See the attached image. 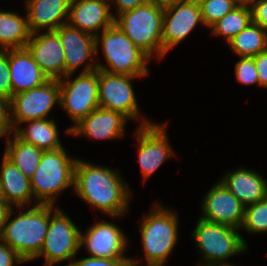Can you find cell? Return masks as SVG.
<instances>
[{
	"instance_id": "6da1fadb",
	"label": "cell",
	"mask_w": 267,
	"mask_h": 266,
	"mask_svg": "<svg viewBox=\"0 0 267 266\" xmlns=\"http://www.w3.org/2000/svg\"><path fill=\"white\" fill-rule=\"evenodd\" d=\"M73 188L80 199L111 218L123 217L132 198L128 183L116 170L82 159L76 161Z\"/></svg>"
},
{
	"instance_id": "7a4b0ae2",
	"label": "cell",
	"mask_w": 267,
	"mask_h": 266,
	"mask_svg": "<svg viewBox=\"0 0 267 266\" xmlns=\"http://www.w3.org/2000/svg\"><path fill=\"white\" fill-rule=\"evenodd\" d=\"M13 207L8 214L0 239L26 262L40 253L49 226V204H36L21 211L13 220Z\"/></svg>"
},
{
	"instance_id": "3957f363",
	"label": "cell",
	"mask_w": 267,
	"mask_h": 266,
	"mask_svg": "<svg viewBox=\"0 0 267 266\" xmlns=\"http://www.w3.org/2000/svg\"><path fill=\"white\" fill-rule=\"evenodd\" d=\"M96 55L99 44L107 65L97 63V69L130 76H147L150 57L137 47L132 40L114 23L95 37Z\"/></svg>"
},
{
	"instance_id": "277c9868",
	"label": "cell",
	"mask_w": 267,
	"mask_h": 266,
	"mask_svg": "<svg viewBox=\"0 0 267 266\" xmlns=\"http://www.w3.org/2000/svg\"><path fill=\"white\" fill-rule=\"evenodd\" d=\"M163 14L164 9L151 0L131 11L115 15L114 23L150 58L155 54L161 59Z\"/></svg>"
},
{
	"instance_id": "5b68a950",
	"label": "cell",
	"mask_w": 267,
	"mask_h": 266,
	"mask_svg": "<svg viewBox=\"0 0 267 266\" xmlns=\"http://www.w3.org/2000/svg\"><path fill=\"white\" fill-rule=\"evenodd\" d=\"M76 161L68 156L64 148L43 152L40 164L30 179L35 203L54 205L61 191L74 187Z\"/></svg>"
},
{
	"instance_id": "8992f818",
	"label": "cell",
	"mask_w": 267,
	"mask_h": 266,
	"mask_svg": "<svg viewBox=\"0 0 267 266\" xmlns=\"http://www.w3.org/2000/svg\"><path fill=\"white\" fill-rule=\"evenodd\" d=\"M159 204H155L140 222L147 266H163L178 240L177 213Z\"/></svg>"
},
{
	"instance_id": "52a82bcc",
	"label": "cell",
	"mask_w": 267,
	"mask_h": 266,
	"mask_svg": "<svg viewBox=\"0 0 267 266\" xmlns=\"http://www.w3.org/2000/svg\"><path fill=\"white\" fill-rule=\"evenodd\" d=\"M232 226L200 218L192 232L203 261L199 266H234L225 262L230 257L246 251L245 238Z\"/></svg>"
},
{
	"instance_id": "ba28073f",
	"label": "cell",
	"mask_w": 267,
	"mask_h": 266,
	"mask_svg": "<svg viewBox=\"0 0 267 266\" xmlns=\"http://www.w3.org/2000/svg\"><path fill=\"white\" fill-rule=\"evenodd\" d=\"M49 204V226L39 255L35 258H45V266L70 260L66 266L75 259L81 248V231L73 221L61 211ZM53 214V215H52Z\"/></svg>"
},
{
	"instance_id": "9c48e42d",
	"label": "cell",
	"mask_w": 267,
	"mask_h": 266,
	"mask_svg": "<svg viewBox=\"0 0 267 266\" xmlns=\"http://www.w3.org/2000/svg\"><path fill=\"white\" fill-rule=\"evenodd\" d=\"M72 75L68 74L58 80L60 84L59 105L65 109L69 118L74 122V125L66 130L68 134L76 124L99 107L98 69L86 73L81 72L73 80Z\"/></svg>"
},
{
	"instance_id": "30bf717a",
	"label": "cell",
	"mask_w": 267,
	"mask_h": 266,
	"mask_svg": "<svg viewBox=\"0 0 267 266\" xmlns=\"http://www.w3.org/2000/svg\"><path fill=\"white\" fill-rule=\"evenodd\" d=\"M143 76L112 74L98 69L99 107L121 113L127 119L140 118L132 79Z\"/></svg>"
},
{
	"instance_id": "8fae6325",
	"label": "cell",
	"mask_w": 267,
	"mask_h": 266,
	"mask_svg": "<svg viewBox=\"0 0 267 266\" xmlns=\"http://www.w3.org/2000/svg\"><path fill=\"white\" fill-rule=\"evenodd\" d=\"M60 84L58 79H50L45 84L18 94L11 99V120L14 129L20 123L45 119L55 104H59Z\"/></svg>"
},
{
	"instance_id": "7c38bea8",
	"label": "cell",
	"mask_w": 267,
	"mask_h": 266,
	"mask_svg": "<svg viewBox=\"0 0 267 266\" xmlns=\"http://www.w3.org/2000/svg\"><path fill=\"white\" fill-rule=\"evenodd\" d=\"M136 131L138 139V161L144 182L172 156H175L168 143L166 124H156L143 118Z\"/></svg>"
},
{
	"instance_id": "4fadbf2b",
	"label": "cell",
	"mask_w": 267,
	"mask_h": 266,
	"mask_svg": "<svg viewBox=\"0 0 267 266\" xmlns=\"http://www.w3.org/2000/svg\"><path fill=\"white\" fill-rule=\"evenodd\" d=\"M55 32L59 35L64 54V76L74 72L86 61L82 73L97 69V61H93L96 55L95 36L85 33L69 23L62 24ZM92 58V59H91ZM92 60V62H88Z\"/></svg>"
},
{
	"instance_id": "5bb4252c",
	"label": "cell",
	"mask_w": 267,
	"mask_h": 266,
	"mask_svg": "<svg viewBox=\"0 0 267 266\" xmlns=\"http://www.w3.org/2000/svg\"><path fill=\"white\" fill-rule=\"evenodd\" d=\"M85 246L91 257L110 259H130L124 252L128 240L122 230L108 221H100L89 229L85 235L80 234V246Z\"/></svg>"
},
{
	"instance_id": "9a60e30c",
	"label": "cell",
	"mask_w": 267,
	"mask_h": 266,
	"mask_svg": "<svg viewBox=\"0 0 267 266\" xmlns=\"http://www.w3.org/2000/svg\"><path fill=\"white\" fill-rule=\"evenodd\" d=\"M198 23L203 24L198 0L173 5L163 14V57L184 40Z\"/></svg>"
},
{
	"instance_id": "2e32d148",
	"label": "cell",
	"mask_w": 267,
	"mask_h": 266,
	"mask_svg": "<svg viewBox=\"0 0 267 266\" xmlns=\"http://www.w3.org/2000/svg\"><path fill=\"white\" fill-rule=\"evenodd\" d=\"M200 218L240 229L244 220L245 205L220 181L206 193Z\"/></svg>"
},
{
	"instance_id": "e0dca14e",
	"label": "cell",
	"mask_w": 267,
	"mask_h": 266,
	"mask_svg": "<svg viewBox=\"0 0 267 266\" xmlns=\"http://www.w3.org/2000/svg\"><path fill=\"white\" fill-rule=\"evenodd\" d=\"M26 48L49 79L59 80L64 77L65 54L61 39L55 31L31 34Z\"/></svg>"
},
{
	"instance_id": "ac0fdd59",
	"label": "cell",
	"mask_w": 267,
	"mask_h": 266,
	"mask_svg": "<svg viewBox=\"0 0 267 266\" xmlns=\"http://www.w3.org/2000/svg\"><path fill=\"white\" fill-rule=\"evenodd\" d=\"M108 0H71L68 23L77 29L97 36L114 24V13Z\"/></svg>"
},
{
	"instance_id": "d6986e66",
	"label": "cell",
	"mask_w": 267,
	"mask_h": 266,
	"mask_svg": "<svg viewBox=\"0 0 267 266\" xmlns=\"http://www.w3.org/2000/svg\"><path fill=\"white\" fill-rule=\"evenodd\" d=\"M127 120L119 112L98 107L76 124L70 130V134L75 136L82 134L97 140L117 139L124 136Z\"/></svg>"
},
{
	"instance_id": "ffe728a7",
	"label": "cell",
	"mask_w": 267,
	"mask_h": 266,
	"mask_svg": "<svg viewBox=\"0 0 267 266\" xmlns=\"http://www.w3.org/2000/svg\"><path fill=\"white\" fill-rule=\"evenodd\" d=\"M8 63L13 95L39 87L50 80L27 48L9 49Z\"/></svg>"
},
{
	"instance_id": "44dd1931",
	"label": "cell",
	"mask_w": 267,
	"mask_h": 266,
	"mask_svg": "<svg viewBox=\"0 0 267 266\" xmlns=\"http://www.w3.org/2000/svg\"><path fill=\"white\" fill-rule=\"evenodd\" d=\"M70 2L71 0H27L26 16L31 34L42 29L55 31L62 24L68 23Z\"/></svg>"
},
{
	"instance_id": "7402d4cb",
	"label": "cell",
	"mask_w": 267,
	"mask_h": 266,
	"mask_svg": "<svg viewBox=\"0 0 267 266\" xmlns=\"http://www.w3.org/2000/svg\"><path fill=\"white\" fill-rule=\"evenodd\" d=\"M219 180L245 206L267 197V180L253 170L239 168Z\"/></svg>"
},
{
	"instance_id": "603a6c76",
	"label": "cell",
	"mask_w": 267,
	"mask_h": 266,
	"mask_svg": "<svg viewBox=\"0 0 267 266\" xmlns=\"http://www.w3.org/2000/svg\"><path fill=\"white\" fill-rule=\"evenodd\" d=\"M0 182L3 188L5 203L24 210L34 199L30 179L4 154L1 163ZM33 198V199H32Z\"/></svg>"
},
{
	"instance_id": "cb8c5ba5",
	"label": "cell",
	"mask_w": 267,
	"mask_h": 266,
	"mask_svg": "<svg viewBox=\"0 0 267 266\" xmlns=\"http://www.w3.org/2000/svg\"><path fill=\"white\" fill-rule=\"evenodd\" d=\"M23 123L27 128L14 129V135L27 144L34 145L43 151H52L63 148L58 137V128L55 120L37 119Z\"/></svg>"
},
{
	"instance_id": "d4e9b609",
	"label": "cell",
	"mask_w": 267,
	"mask_h": 266,
	"mask_svg": "<svg viewBox=\"0 0 267 266\" xmlns=\"http://www.w3.org/2000/svg\"><path fill=\"white\" fill-rule=\"evenodd\" d=\"M30 37L27 16L22 18L15 12L0 11V50L26 48Z\"/></svg>"
},
{
	"instance_id": "484cf974",
	"label": "cell",
	"mask_w": 267,
	"mask_h": 266,
	"mask_svg": "<svg viewBox=\"0 0 267 266\" xmlns=\"http://www.w3.org/2000/svg\"><path fill=\"white\" fill-rule=\"evenodd\" d=\"M6 139L4 155L11 160L27 178L31 179L40 164L44 151L34 145L23 142L14 134L11 138L8 136Z\"/></svg>"
},
{
	"instance_id": "4316f807",
	"label": "cell",
	"mask_w": 267,
	"mask_h": 266,
	"mask_svg": "<svg viewBox=\"0 0 267 266\" xmlns=\"http://www.w3.org/2000/svg\"><path fill=\"white\" fill-rule=\"evenodd\" d=\"M227 43L239 57H254L267 49V30L252 21Z\"/></svg>"
},
{
	"instance_id": "83f0119b",
	"label": "cell",
	"mask_w": 267,
	"mask_h": 266,
	"mask_svg": "<svg viewBox=\"0 0 267 266\" xmlns=\"http://www.w3.org/2000/svg\"><path fill=\"white\" fill-rule=\"evenodd\" d=\"M252 9L249 6H236L231 12L213 24L211 28L212 35L223 36L226 42L238 35L251 22Z\"/></svg>"
},
{
	"instance_id": "f1b7e54d",
	"label": "cell",
	"mask_w": 267,
	"mask_h": 266,
	"mask_svg": "<svg viewBox=\"0 0 267 266\" xmlns=\"http://www.w3.org/2000/svg\"><path fill=\"white\" fill-rule=\"evenodd\" d=\"M242 228L252 234L267 232V197L245 206Z\"/></svg>"
},
{
	"instance_id": "f546056e",
	"label": "cell",
	"mask_w": 267,
	"mask_h": 266,
	"mask_svg": "<svg viewBox=\"0 0 267 266\" xmlns=\"http://www.w3.org/2000/svg\"><path fill=\"white\" fill-rule=\"evenodd\" d=\"M203 25L210 28L238 6L234 0H198Z\"/></svg>"
},
{
	"instance_id": "4dcf8cb0",
	"label": "cell",
	"mask_w": 267,
	"mask_h": 266,
	"mask_svg": "<svg viewBox=\"0 0 267 266\" xmlns=\"http://www.w3.org/2000/svg\"><path fill=\"white\" fill-rule=\"evenodd\" d=\"M235 76L238 82L245 85L256 84L259 79L253 57H240L235 64Z\"/></svg>"
},
{
	"instance_id": "1f68e13d",
	"label": "cell",
	"mask_w": 267,
	"mask_h": 266,
	"mask_svg": "<svg viewBox=\"0 0 267 266\" xmlns=\"http://www.w3.org/2000/svg\"><path fill=\"white\" fill-rule=\"evenodd\" d=\"M0 96L9 100L13 97L8 63V50H0Z\"/></svg>"
},
{
	"instance_id": "d6a6232c",
	"label": "cell",
	"mask_w": 267,
	"mask_h": 266,
	"mask_svg": "<svg viewBox=\"0 0 267 266\" xmlns=\"http://www.w3.org/2000/svg\"><path fill=\"white\" fill-rule=\"evenodd\" d=\"M14 134L11 120V100L0 96V137Z\"/></svg>"
},
{
	"instance_id": "836d02e7",
	"label": "cell",
	"mask_w": 267,
	"mask_h": 266,
	"mask_svg": "<svg viewBox=\"0 0 267 266\" xmlns=\"http://www.w3.org/2000/svg\"><path fill=\"white\" fill-rule=\"evenodd\" d=\"M130 259L96 258L88 256L80 260H73L69 266H123Z\"/></svg>"
},
{
	"instance_id": "e575fe53",
	"label": "cell",
	"mask_w": 267,
	"mask_h": 266,
	"mask_svg": "<svg viewBox=\"0 0 267 266\" xmlns=\"http://www.w3.org/2000/svg\"><path fill=\"white\" fill-rule=\"evenodd\" d=\"M14 262L18 265L25 261L16 251L0 239V266H13Z\"/></svg>"
},
{
	"instance_id": "d590c367",
	"label": "cell",
	"mask_w": 267,
	"mask_h": 266,
	"mask_svg": "<svg viewBox=\"0 0 267 266\" xmlns=\"http://www.w3.org/2000/svg\"><path fill=\"white\" fill-rule=\"evenodd\" d=\"M251 9L253 22L267 30V0H255Z\"/></svg>"
},
{
	"instance_id": "8d00e7d4",
	"label": "cell",
	"mask_w": 267,
	"mask_h": 266,
	"mask_svg": "<svg viewBox=\"0 0 267 266\" xmlns=\"http://www.w3.org/2000/svg\"><path fill=\"white\" fill-rule=\"evenodd\" d=\"M253 58L258 74L259 86L267 88V49Z\"/></svg>"
},
{
	"instance_id": "74e56055",
	"label": "cell",
	"mask_w": 267,
	"mask_h": 266,
	"mask_svg": "<svg viewBox=\"0 0 267 266\" xmlns=\"http://www.w3.org/2000/svg\"><path fill=\"white\" fill-rule=\"evenodd\" d=\"M111 1L115 2V6L117 9L116 12L118 16L124 12L131 11L138 6L144 5L150 2L151 0H111Z\"/></svg>"
},
{
	"instance_id": "f35d334b",
	"label": "cell",
	"mask_w": 267,
	"mask_h": 266,
	"mask_svg": "<svg viewBox=\"0 0 267 266\" xmlns=\"http://www.w3.org/2000/svg\"><path fill=\"white\" fill-rule=\"evenodd\" d=\"M11 209L12 207L9 204L5 202H0V236L3 232L4 226L8 218V214Z\"/></svg>"
},
{
	"instance_id": "ab89813d",
	"label": "cell",
	"mask_w": 267,
	"mask_h": 266,
	"mask_svg": "<svg viewBox=\"0 0 267 266\" xmlns=\"http://www.w3.org/2000/svg\"><path fill=\"white\" fill-rule=\"evenodd\" d=\"M152 1L156 2L161 8L165 9L173 5L189 2L191 0H152Z\"/></svg>"
},
{
	"instance_id": "60d3db41",
	"label": "cell",
	"mask_w": 267,
	"mask_h": 266,
	"mask_svg": "<svg viewBox=\"0 0 267 266\" xmlns=\"http://www.w3.org/2000/svg\"><path fill=\"white\" fill-rule=\"evenodd\" d=\"M234 2L238 6H249V7H251L253 5V3L255 2V0H234Z\"/></svg>"
},
{
	"instance_id": "b9f144b4",
	"label": "cell",
	"mask_w": 267,
	"mask_h": 266,
	"mask_svg": "<svg viewBox=\"0 0 267 266\" xmlns=\"http://www.w3.org/2000/svg\"><path fill=\"white\" fill-rule=\"evenodd\" d=\"M138 260L130 258L123 266H138Z\"/></svg>"
},
{
	"instance_id": "7bdbcfd3",
	"label": "cell",
	"mask_w": 267,
	"mask_h": 266,
	"mask_svg": "<svg viewBox=\"0 0 267 266\" xmlns=\"http://www.w3.org/2000/svg\"><path fill=\"white\" fill-rule=\"evenodd\" d=\"M0 202H5L3 188L0 182Z\"/></svg>"
}]
</instances>
